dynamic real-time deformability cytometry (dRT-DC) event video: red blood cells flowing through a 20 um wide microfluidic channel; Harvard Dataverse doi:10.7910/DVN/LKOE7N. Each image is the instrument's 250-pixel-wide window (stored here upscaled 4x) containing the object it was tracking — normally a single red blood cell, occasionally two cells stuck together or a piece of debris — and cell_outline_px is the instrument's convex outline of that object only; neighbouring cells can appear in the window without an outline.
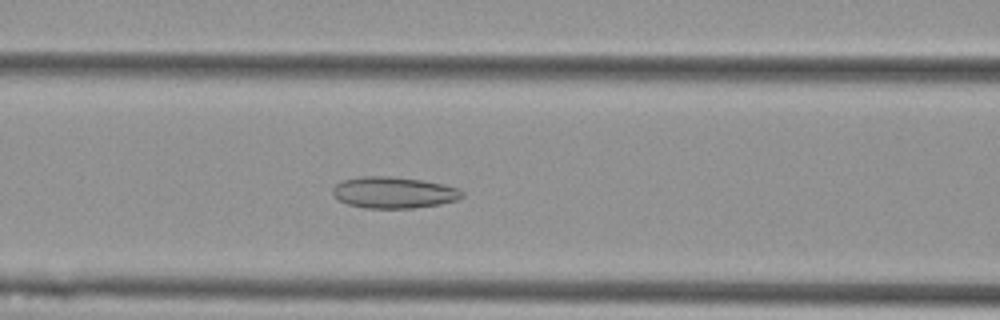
{"species": "Egyptian fruit bat (a non-hibernating species)", "species_latin": "Rousettus aegyptiacus", "temperature_condition": "cold", "stored_images_in_passage": 56, "camera_frame_rate_fps": 3000, "um_per_image_px": 0.085, "animal": {"sex": "female"}, "frame": {"image": 1, "passage_image": 23, "time_ms": 7.333, "image_size_px": [1000, 320], "cell_outline_px": [[464, 196], [456, 200], [440, 204], [416, 208], [364, 208], [348, 204], [340, 200], [332, 192], [332, 188], [336, 184], [344, 180], [364, 176], [388, 176], [420, 180], [460, 188], [464, 192]], "centroid_in_image_um": [33.49, 16.37], "position_along_channel_um": 133.1, "area_um2": 23.52}}
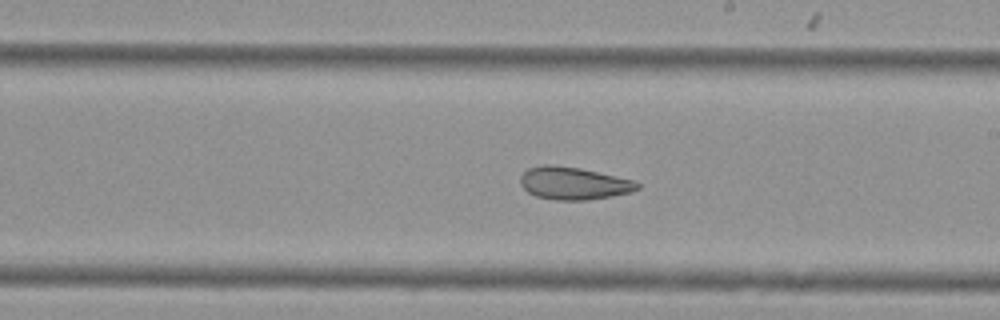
{"frame": {"image": 2, "passage_image": 32, "time_ms": 10.333, "image_size_px": [1000, 320], "cell_outline_px": [[640, 188], [632, 192], [612, 196], [584, 200], [556, 200], [536, 196], [528, 192], [520, 184], [520, 176], [528, 168], [544, 164], [552, 164], [580, 168], [636, 180], [640, 184]], "centroid_in_image_um": [48.78, 15.57], "position_along_channel_um": 240.2, "area_um2": 22.37}}
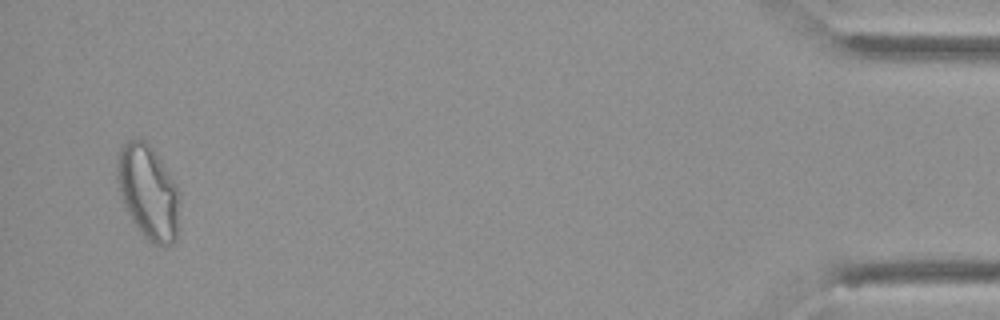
{"frame": {"image": 3, "passage_image": 54, "time_ms": 17.667, "image_size_px": [1000, 320], "cell_outline_px": [[180, 228], [176, 240], [172, 244], [164, 248], [152, 244], [136, 228], [120, 196], [116, 180], [116, 168], [120, 144], [128, 140], [144, 140], [152, 148], [176, 184], [180, 192]], "centroid_in_image_um": [12.62, 16.4], "position_along_channel_um": 422.6, "area_um2": 35.08}, "authors_computed_cell_mechanics": {"area_um2": 28.0041, "velocity_mm_per_s": 3.5848, "shape_relaxation_time_tau1_ms": null, "shape_relaxation_time_tau2_ms": 3.7916, "deformation_change_tau1": null, "deformation_change_tau2": 0.1044}}